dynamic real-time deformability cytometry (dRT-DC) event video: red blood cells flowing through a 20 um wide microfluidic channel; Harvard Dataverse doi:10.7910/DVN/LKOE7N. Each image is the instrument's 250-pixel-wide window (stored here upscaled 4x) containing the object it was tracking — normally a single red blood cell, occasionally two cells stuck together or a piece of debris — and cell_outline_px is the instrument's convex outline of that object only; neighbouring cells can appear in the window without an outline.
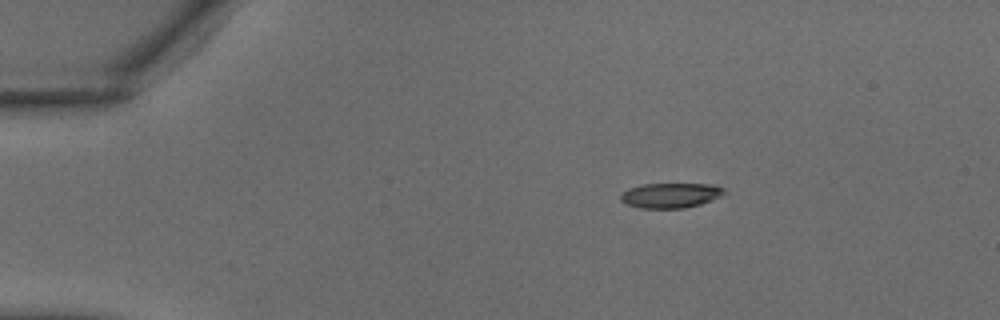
{"species": "common noctule bat (a hibernating species)", "species_latin": "Nyctalus noctula", "temperature_condition": "warm", "stored_images_in_passage": 14, "camera_frame_rate_fps": 3000, "um_per_image_px": 0.085, "animal": {"sex": "male", "body_mass_g": 18.8}, "frame": {"image": 1, "passage_image": 1, "time_ms": 0.0, "image_size_px": [1000, 320], "cell_outline_px": [[728, 192], [712, 200], [700, 204], [684, 208], [644, 208], [628, 204], [620, 200], [620, 196], [628, 188], [644, 184], [712, 184], [724, 188]], "centroid_in_image_um": [57.04, 16.6], "position_along_channel_um": 28.0, "area_um2": 14.97}}
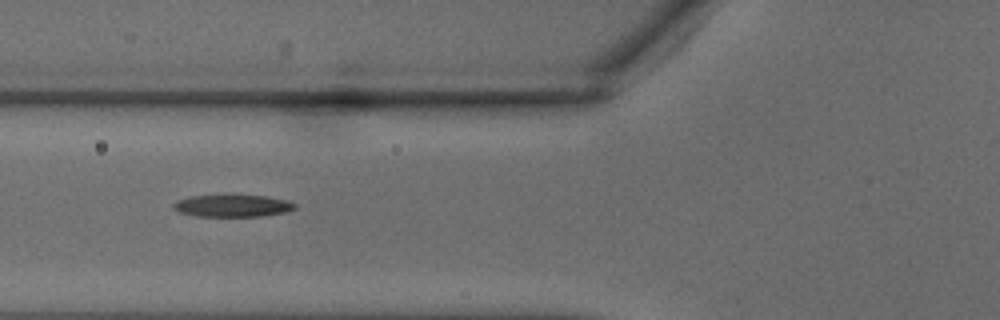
{"frame": {"image": 2, "passage_image": 9, "time_ms": 2.667, "image_size_px": [1000, 320], "cell_outline_px": [[296, 208], [288, 212], [260, 216], [196, 216], [180, 212], [172, 208], [172, 204], [176, 200], [188, 196], [220, 192], [236, 192], [268, 196], [288, 200], [296, 204]], "centroid_in_image_um": [19.74, 17.42], "position_along_channel_um": 106.1, "area_um2": 16.99}}
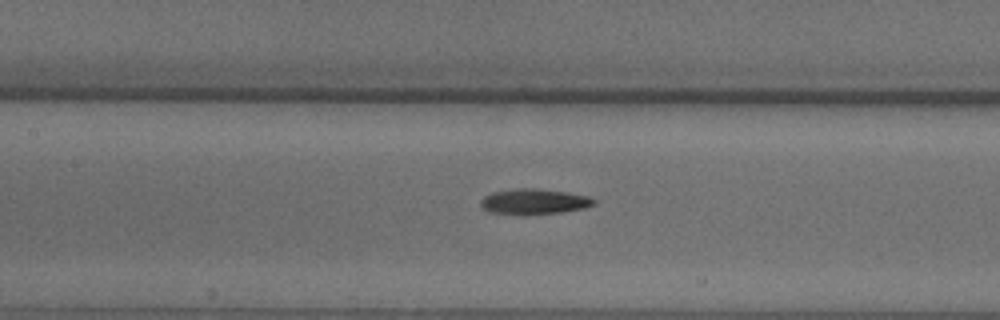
{"frame": {"image": 3, "passage_image": 12, "time_ms": 3.667, "image_size_px": [1000, 320], "cell_outline_px": [[780, 260], [720, 264], [620, 264], [600, 260], [592, 256], [600, 252], [628, 248], [720, 248], [760, 252], [776, 256]], "centroid_in_image_um": [57.99, 21.77], "position_along_channel_um": 149.4, "area_um2": 17.92}}